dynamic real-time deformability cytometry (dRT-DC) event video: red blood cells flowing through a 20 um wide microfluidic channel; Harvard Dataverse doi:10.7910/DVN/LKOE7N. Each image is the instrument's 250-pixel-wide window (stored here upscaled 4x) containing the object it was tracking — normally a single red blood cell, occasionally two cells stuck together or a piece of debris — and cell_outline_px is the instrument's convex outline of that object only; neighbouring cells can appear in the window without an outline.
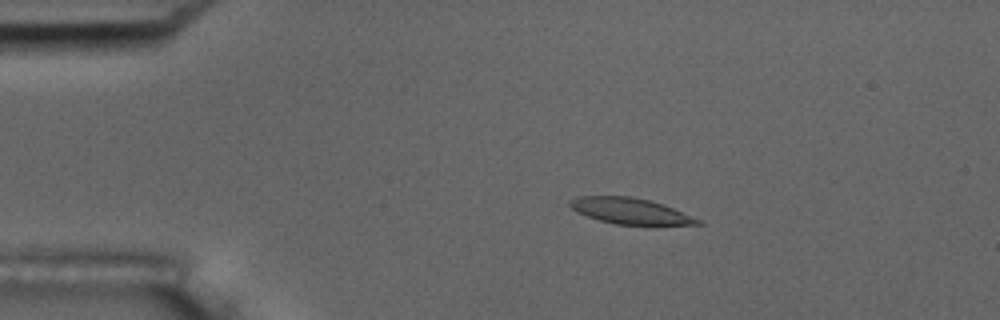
{"species": "common noctule bat (a hibernating species)", "species_latin": "Nyctalus noctula", "temperature_condition": "room temperature", "stored_images_in_passage": 47, "camera_frame_rate_fps": 3000, "um_per_image_px": 0.085, "animal": {"sex": "male", "body_mass_g": 17.5, "forearm_length_mm": 52.3}, "frame": {"image": 1, "passage_image": 2, "time_ms": 0.333, "image_size_px": [1000, 320], "cell_outline_px": [[704, 224], [616, 224], [600, 220], [588, 216], [572, 208], [568, 204], [568, 200], [576, 196], [632, 196], [648, 200], [672, 208], [700, 220]], "centroid_in_image_um": [53.49, 17.91], "position_along_channel_um": 31.5, "area_um2": 18.73}}
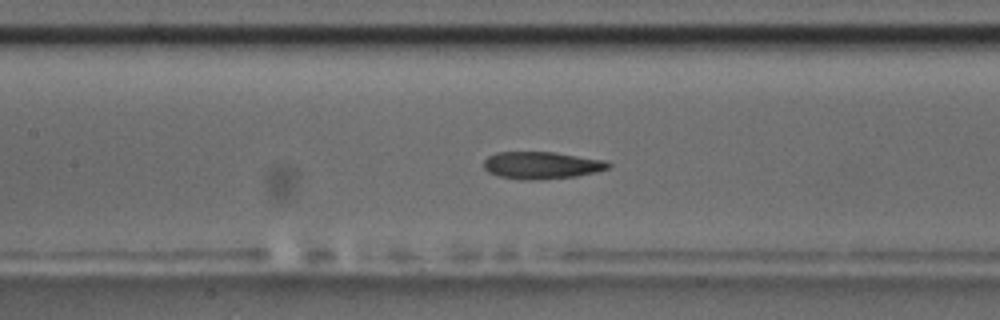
{"frame": {"image": 2, "passage_image": 17, "time_ms": 5.333, "image_size_px": [1000, 320], "cell_outline_px": [[612, 164], [608, 168], [596, 172], [576, 176], [536, 180], [528, 180], [500, 176], [488, 172], [484, 168], [484, 160], [488, 156], [496, 152], [556, 152], [604, 160]], "centroid_in_image_um": [46.04, 14.04], "position_along_channel_um": 161.4, "area_um2": 19.71}}
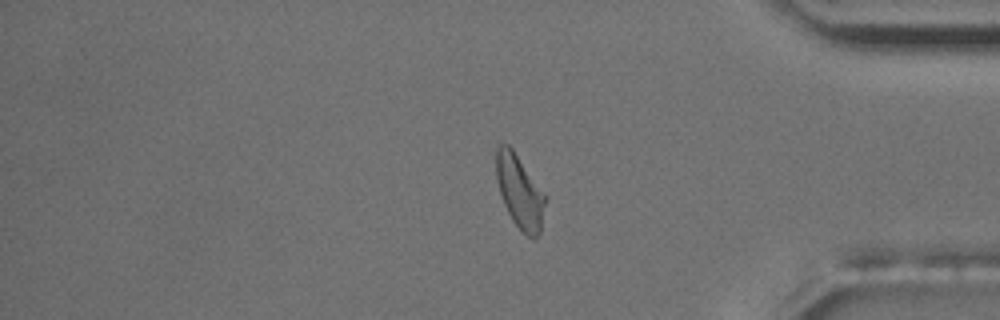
{"frame": {"image": 3, "passage_image": 38, "time_ms": 12.333, "image_size_px": [1000, 320], "cell_outline_px": [[548, 196], [540, 232], [532, 240], [512, 220], [504, 204], [496, 180], [496, 144], [508, 144], [512, 148]], "centroid_in_image_um": [44.2, 16.26], "position_along_channel_um": 391.0, "area_um2": 21.15}, "authors_computed_cell_mechanics": {"area_um2": 20.3456, "velocity_mm_per_s": 3.5959, "shape_relaxation_time_tau1_ms": 4.4311, "shape_relaxation_time_tau2_ms": 2.6926, "deformation_change_tau1": 0.1601, "deformation_change_tau2": 0.0989}}